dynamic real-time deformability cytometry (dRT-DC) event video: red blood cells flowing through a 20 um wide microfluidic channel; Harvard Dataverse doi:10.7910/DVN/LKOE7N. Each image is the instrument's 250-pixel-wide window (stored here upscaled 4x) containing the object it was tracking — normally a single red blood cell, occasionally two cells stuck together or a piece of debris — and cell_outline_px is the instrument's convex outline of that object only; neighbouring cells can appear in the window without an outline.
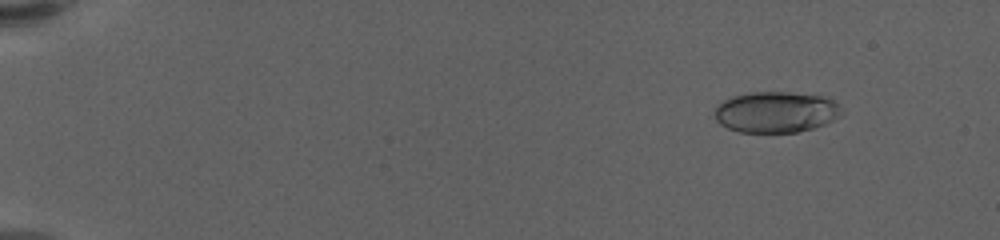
{"species": "human", "species_latin": "Homo sapiens", "temperature_condition": "warm", "stored_images_in_passage": 53, "camera_frame_rate_fps": 3000, "um_per_image_px": 0.085, "donor": {"sex": "female"}, "frame": {"image": 1, "passage_image": 1, "time_ms": 0.0, "image_size_px": [1000, 240], "cell_outline_px": [[844, 112], [832, 120], [824, 124], [812, 128], [796, 132], [740, 132], [728, 128], [720, 124], [716, 120], [716, 108], [724, 100], [732, 96], [752, 92], [788, 92], [820, 96], [832, 100]], "centroid_in_image_um": [65.94, 9.53], "position_along_channel_um": 19.1, "area_um2": 29.94}}
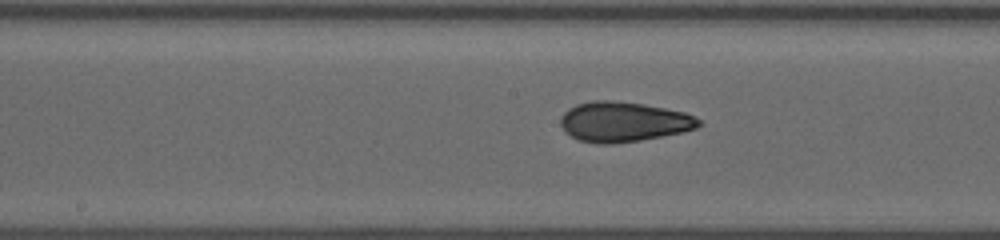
{"frame": {"image": 2, "passage_image": 27, "time_ms": 8.667, "image_size_px": [1000, 240], "cell_outline_px": [[700, 124], [696, 128], [680, 132], [640, 140], [608, 144], [600, 144], [580, 140], [564, 132], [560, 124], [560, 116], [568, 108], [576, 104], [592, 100], [612, 100], [644, 104], [684, 112], [700, 120]], "centroid_in_image_um": [52.93, 10.34], "position_along_channel_um": 195.3, "area_um2": 32.02}}
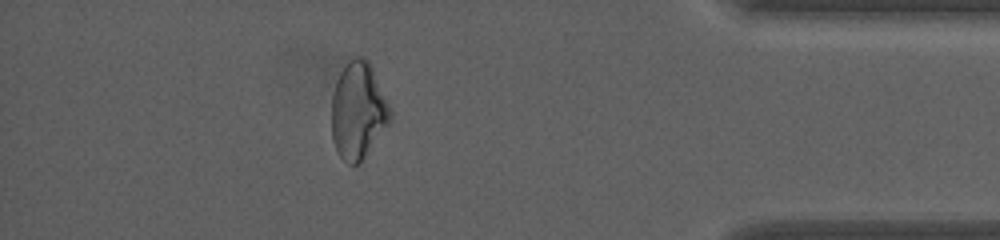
{"frame": {"image": 3, "passage_image": 47, "time_ms": 15.333, "image_size_px": [1000, 240], "cell_outline_px": [[392, 116], [388, 124], [360, 164], [348, 164], [340, 156], [332, 140], [332, 96], [336, 80], [340, 72], [348, 60], [352, 56], [364, 56], [368, 60], [372, 68], [392, 112]], "centroid_in_image_um": [30.43, 9.39], "position_along_channel_um": 404.8, "area_um2": 33.0}, "authors_computed_cell_mechanics": {"area_um2": 31.3854, "velocity_mm_per_s": 3.6324, "shape_relaxation_time_tau1_ms": 9.9682, "shape_relaxation_time_tau2_ms": 1.6152, "deformation_change_tau1": 0.2235, "deformation_change_tau2": 0.0765}}